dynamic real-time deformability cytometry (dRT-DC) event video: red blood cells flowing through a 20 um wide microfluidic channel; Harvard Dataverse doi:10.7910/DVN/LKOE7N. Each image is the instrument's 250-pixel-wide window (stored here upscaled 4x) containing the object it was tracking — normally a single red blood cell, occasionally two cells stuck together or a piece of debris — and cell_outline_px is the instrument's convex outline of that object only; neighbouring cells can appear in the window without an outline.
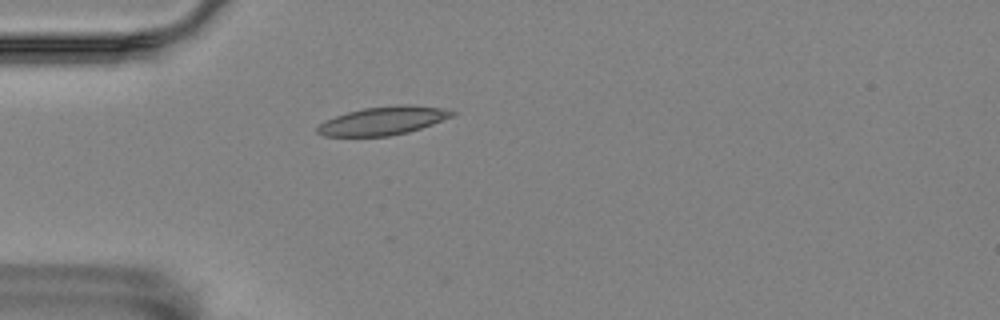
{"species": "Egyptian fruit bat (a non-hibernating species)", "species_latin": "Rousettus aegyptiacus", "temperature_condition": "room temperature", "stored_images_in_passage": 1, "camera_frame_rate_fps": 3000, "um_per_image_px": 0.085, "animal": {"sex": "female"}, "frame": {"image": 1, "passage_image": 1, "time_ms": 0.0, "image_size_px": [1000, 320], "cell_outline_px": [[456, 112], [452, 116], [432, 124], [408, 132], [388, 136], [324, 136], [316, 132], [316, 128], [324, 120], [348, 112], [364, 108], [396, 104], [412, 104], [444, 108]], "centroid_in_image_um": [32.56, 10.25], "position_along_channel_um": 52.4, "area_um2": 22.25}}